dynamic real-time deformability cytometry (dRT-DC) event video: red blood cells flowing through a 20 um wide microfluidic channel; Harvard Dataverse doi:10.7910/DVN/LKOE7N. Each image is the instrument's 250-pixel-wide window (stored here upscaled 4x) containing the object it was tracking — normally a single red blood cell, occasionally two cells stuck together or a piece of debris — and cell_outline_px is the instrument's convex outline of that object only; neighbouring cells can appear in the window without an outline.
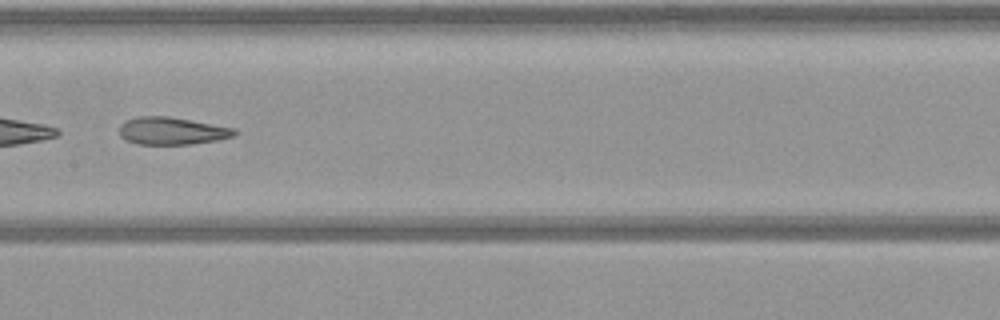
{"species": "common noctule bat (a hibernating species)", "species_latin": "Nyctalus noctula", "temperature_condition": "warm", "stored_images_in_passage": 24, "camera_frame_rate_fps": 3000, "um_per_image_px": 0.085, "animal": {"sex": "female", "body_mass_g": 21.9}, "frame": {"image": 1, "passage_image": 21, "time_ms": 6.667, "image_size_px": [1000, 320], "cell_outline_px": [[236, 136], [216, 140], [192, 144], [136, 144], [120, 136], [120, 124], [124, 120], [136, 116], [168, 116], [192, 120], [236, 128]], "centroid_in_image_um": [14.61, 11.11], "position_along_channel_um": 192.8, "area_um2": 18.55}}